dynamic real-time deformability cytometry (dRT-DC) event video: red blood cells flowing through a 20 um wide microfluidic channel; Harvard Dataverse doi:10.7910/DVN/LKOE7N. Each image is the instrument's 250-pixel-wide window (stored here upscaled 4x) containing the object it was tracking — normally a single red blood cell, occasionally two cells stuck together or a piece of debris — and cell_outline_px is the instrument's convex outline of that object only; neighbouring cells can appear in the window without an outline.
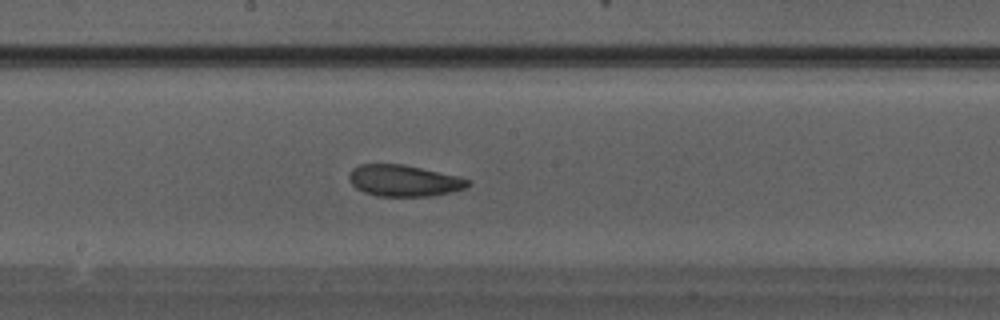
{"species": "Egyptian fruit bat (a non-hibernating species)", "species_latin": "Rousettus aegyptiacus", "temperature_condition": "warm", "stored_images_in_passage": 25, "camera_frame_rate_fps": 3000, "um_per_image_px": 0.085, "animal": {"sex": "male"}, "frame": {"image": 1, "passage_image": 11, "time_ms": 3.333, "image_size_px": [1000, 320], "cell_outline_px": [[472, 184], [464, 188], [432, 196], [380, 196], [364, 192], [356, 188], [348, 180], [348, 176], [352, 168], [360, 164], [404, 164], [456, 176], [472, 180]], "centroid_in_image_um": [34.31, 15.35], "position_along_channel_um": 213.9, "area_um2": 21.68}}
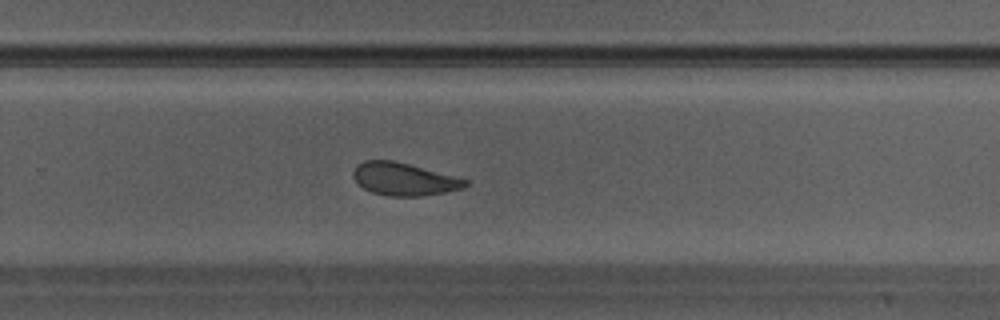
{"frame": {"image": 2, "passage_image": 15, "time_ms": 4.667, "image_size_px": [1000, 320], "cell_outline_px": [[468, 184], [464, 188], [444, 192], [420, 196], [388, 196], [372, 192], [364, 188], [352, 176], [352, 172], [356, 164], [364, 160], [392, 160], [456, 176], [468, 180]], "centroid_in_image_um": [34.32, 15.22], "position_along_channel_um": 295.5, "area_um2": 21.27}}